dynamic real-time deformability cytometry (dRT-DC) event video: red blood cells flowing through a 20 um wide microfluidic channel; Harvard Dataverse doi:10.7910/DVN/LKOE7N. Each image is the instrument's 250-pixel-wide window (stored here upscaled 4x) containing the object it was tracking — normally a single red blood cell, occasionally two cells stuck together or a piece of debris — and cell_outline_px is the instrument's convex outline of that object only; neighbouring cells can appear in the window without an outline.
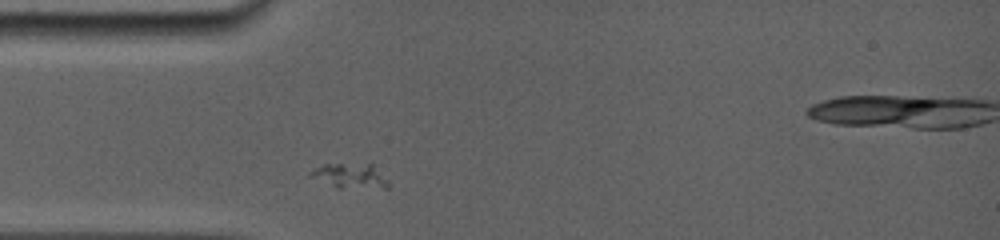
{"species": "common noctule bat (a hibernating species)", "species_latin": "Nyctalus noctula", "temperature_condition": "room temperature", "stored_images_in_passage": 14, "camera_frame_rate_fps": 5000, "um_per_image_px": 0.085, "animal": {"sex": "female", "body_mass_g": 19.0, "forearm_length_mm": 56.7}, "frame": {"image": 1, "passage_image": 1, "time_ms": 0.0, "image_size_px": [1000, 240], "cell_outline_px": [[388, 188], [340, 188], [312, 176], [308, 172], [324, 164], [372, 160], [388, 184]], "centroid_in_image_um": [29.85, 14.87], "position_along_channel_um": 55.2, "area_um2": 11.56}}
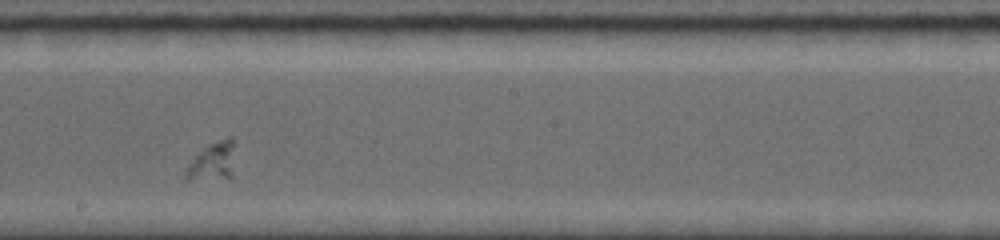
{"frame": {"image": 2, "passage_image": 5, "time_ms": 4.8, "image_size_px": [1000, 240], "cell_outline_px": [[232, 176], [228, 180], [184, 180], [184, 176], [188, 168], [196, 156], [208, 144], [228, 136], [232, 136]], "centroid_in_image_um": [18.08, 13.78], "position_along_channel_um": 230.1, "area_um2": 10.87}}
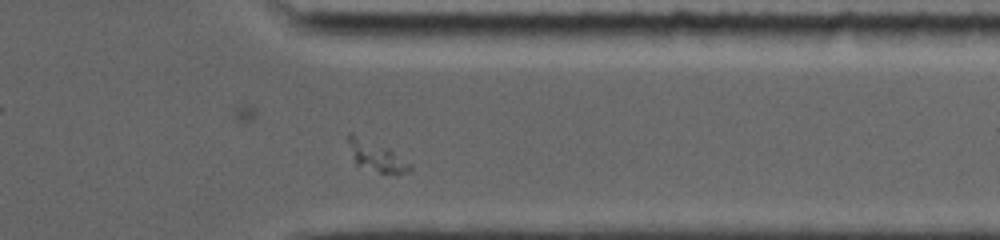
{"frame": {"image": 3, "passage_image": 10, "time_ms": 8.8, "image_size_px": [1000, 240], "cell_outline_px": [[412, 168], [396, 176], [380, 172], [356, 164], [348, 140], [348, 132], [352, 132], [388, 148], [412, 164]], "centroid_in_image_um": [32.02, 13.28], "position_along_channel_um": 379.4, "area_um2": 10.64}}